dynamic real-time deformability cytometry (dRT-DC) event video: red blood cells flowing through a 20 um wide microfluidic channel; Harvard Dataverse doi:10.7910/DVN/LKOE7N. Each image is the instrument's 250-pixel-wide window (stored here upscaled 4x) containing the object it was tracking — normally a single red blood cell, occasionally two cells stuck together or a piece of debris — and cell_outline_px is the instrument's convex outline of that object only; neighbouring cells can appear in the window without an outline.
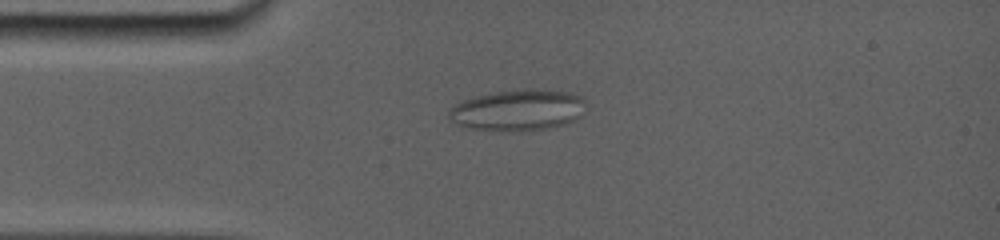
{"species": "common noctule bat (a hibernating species)", "species_latin": "Nyctalus noctula", "temperature_condition": "room temperature", "stored_images_in_passage": 8, "camera_frame_rate_fps": 5000, "um_per_image_px": 0.085, "animal": {"sex": "female", "body_mass_g": 19.0, "forearm_length_mm": 56.7}, "frame": {"image": 1, "passage_image": 5, "time_ms": 3.6, "image_size_px": [1000, 240], "cell_outline_px": [[584, 100], [576, 116], [572, 120], [560, 124], [540, 128], [484, 128], [460, 124], [452, 120], [448, 116], [448, 112], [452, 104], [476, 96], [496, 92], [520, 88], [536, 88], [572, 92], [584, 96]], "centroid_in_image_um": [44.0, 9.26], "position_along_channel_um": 41.0, "area_um2": 31.15}}
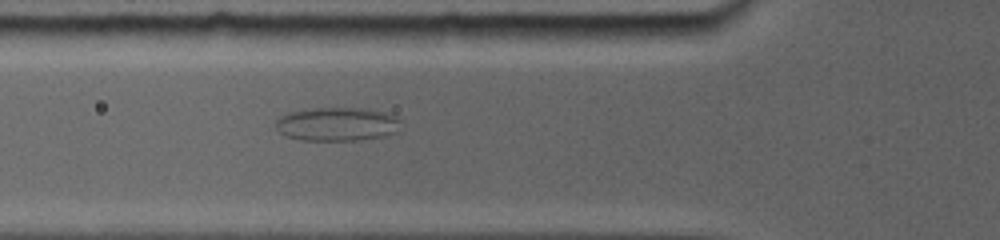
{"frame": {"image": 2, "passage_image": 7, "time_ms": 5.6, "image_size_px": [1000, 240], "cell_outline_px": [[400, 120], [388, 132], [376, 136], [352, 140], [304, 140], [288, 136], [280, 132], [276, 124], [276, 120], [280, 116], [292, 112], [312, 108], [360, 108], [384, 112]], "centroid_in_image_um": [28.51, 10.53], "position_along_channel_um": 97.3, "area_um2": 23.29}}